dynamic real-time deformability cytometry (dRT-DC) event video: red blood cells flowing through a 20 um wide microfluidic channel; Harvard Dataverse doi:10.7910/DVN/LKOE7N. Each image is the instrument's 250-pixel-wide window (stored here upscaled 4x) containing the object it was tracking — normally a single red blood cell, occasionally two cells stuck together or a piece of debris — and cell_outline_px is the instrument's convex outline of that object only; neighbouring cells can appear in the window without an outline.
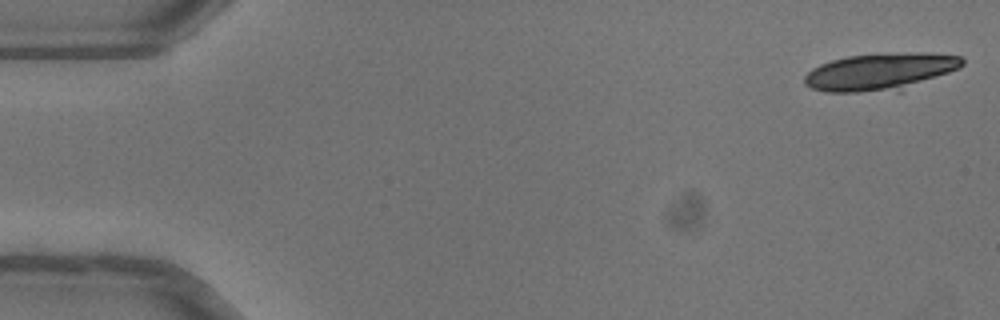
{"species": "common noctule bat (a hibernating species)", "species_latin": "Nyctalus noctula", "temperature_condition": "warm", "stored_images_in_passage": 17, "camera_frame_rate_fps": 3000, "um_per_image_px": 0.085, "animal": {"sex": "female"}, "frame": {"image": 1, "passage_image": 1, "time_ms": 0.0, "image_size_px": [1000, 320], "cell_outline_px": [[964, 64], [960, 68], [900, 92], [824, 92], [812, 88], [804, 84], [804, 76], [812, 68], [820, 64], [832, 60], [848, 56], [916, 52], [928, 52], [960, 56], [964, 60]], "centroid_in_image_um": [74.85, 6.12], "position_along_channel_um": 10.1, "area_um2": 34.62}}